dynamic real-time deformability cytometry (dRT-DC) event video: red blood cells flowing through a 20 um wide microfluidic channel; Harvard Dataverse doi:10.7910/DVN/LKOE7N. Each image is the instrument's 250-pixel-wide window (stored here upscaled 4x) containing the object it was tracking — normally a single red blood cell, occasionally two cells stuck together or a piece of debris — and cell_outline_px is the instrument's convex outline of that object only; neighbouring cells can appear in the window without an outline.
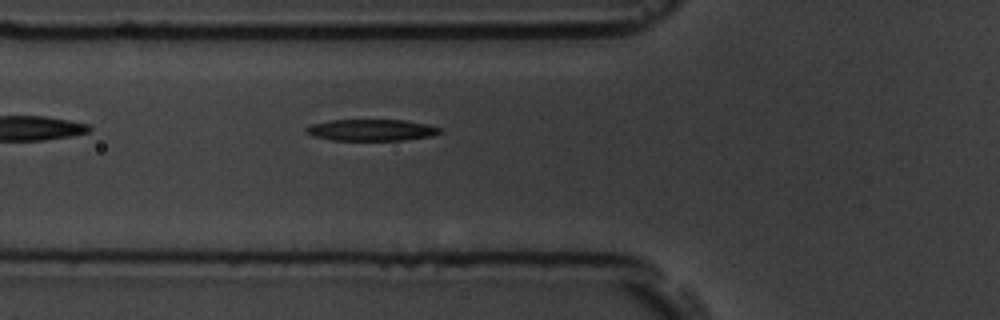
{"species": "common noctule bat (a hibernating species)", "species_latin": "Nyctalus noctula", "temperature_condition": "room temperature", "stored_images_in_passage": 2, "camera_frame_rate_fps": 3000, "um_per_image_px": 0.085, "animal": {"sex": "male", "body_mass_g": 19.5, "forearm_length_mm": 54.6}, "frame": {"image": 1, "passage_image": 2, "time_ms": 1.333, "image_size_px": [1000, 320], "cell_outline_px": [[444, 132], [432, 136], [404, 140], [332, 140], [312, 136], [304, 132], [304, 128], [312, 124], [332, 120], [404, 120], [428, 124], [440, 128]], "centroid_in_image_um": [31.58, 11.05], "position_along_channel_um": 94.2, "area_um2": 16.88}}